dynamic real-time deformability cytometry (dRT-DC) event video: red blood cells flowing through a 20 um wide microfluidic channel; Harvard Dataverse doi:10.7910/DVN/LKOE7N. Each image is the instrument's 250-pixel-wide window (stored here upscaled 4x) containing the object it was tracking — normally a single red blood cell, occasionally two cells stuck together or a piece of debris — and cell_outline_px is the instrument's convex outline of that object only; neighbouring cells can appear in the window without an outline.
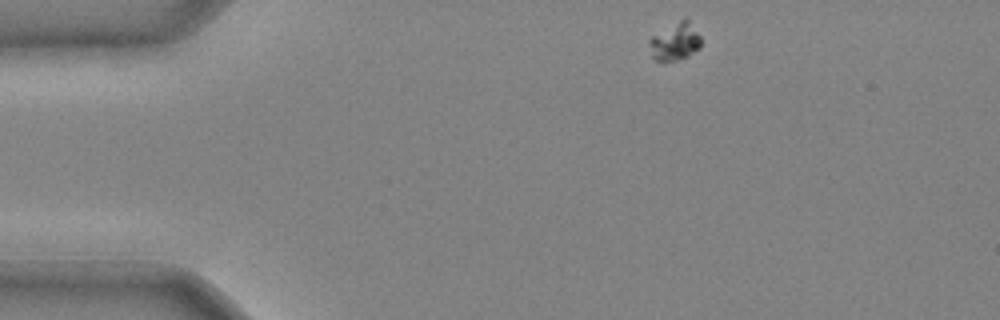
{"species": "common noctule bat (a hibernating species)", "species_latin": "Nyctalus noctula", "temperature_condition": "cold", "stored_images_in_passage": 33, "camera_frame_rate_fps": 3000, "um_per_image_px": 0.085, "animal": {"sex": "male", "body_mass_g": 20.4}, "frame": {"image": 1, "passage_image": 1, "time_ms": 0.0, "image_size_px": [1000, 320], "cell_outline_px": [[700, 48], [688, 56], [676, 60], [656, 60], [652, 56], [648, 44], [648, 40], [652, 36], [684, 16], [688, 20], [700, 36]], "centroid_in_image_um": [57.37, 3.51], "position_along_channel_um": 27.6, "area_um2": 11.27}}
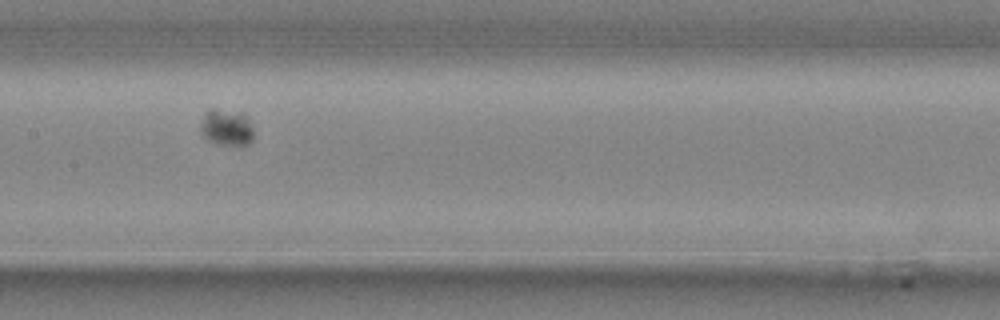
{"frame": {"image": 2, "passage_image": 16, "time_ms": 5.0, "image_size_px": [1000, 320], "cell_outline_px": [[252, 140], [248, 144], [216, 144], [208, 140], [200, 132], [200, 128], [204, 112], [208, 108], [216, 108], [240, 112], [248, 120], [252, 128]], "centroid_in_image_um": [19.2, 10.8], "position_along_channel_um": 188.2, "area_um2": 11.21}}
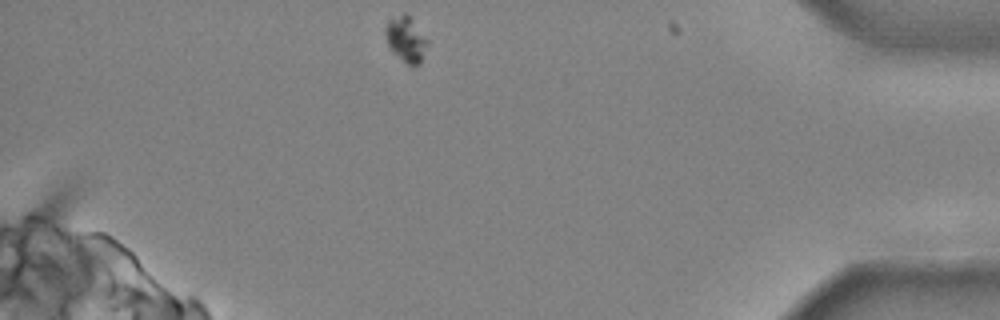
{"frame": {"image": 3, "passage_image": 33, "time_ms": 10.667, "image_size_px": [1000, 320], "cell_outline_px": [[428, 44], [420, 64], [408, 64], [392, 52], [388, 44], [384, 32], [384, 28], [388, 20], [404, 12], [408, 16], [428, 40]], "centroid_in_image_um": [34.48, 3.33], "position_along_channel_um": 400.7, "area_um2": 10.87}}